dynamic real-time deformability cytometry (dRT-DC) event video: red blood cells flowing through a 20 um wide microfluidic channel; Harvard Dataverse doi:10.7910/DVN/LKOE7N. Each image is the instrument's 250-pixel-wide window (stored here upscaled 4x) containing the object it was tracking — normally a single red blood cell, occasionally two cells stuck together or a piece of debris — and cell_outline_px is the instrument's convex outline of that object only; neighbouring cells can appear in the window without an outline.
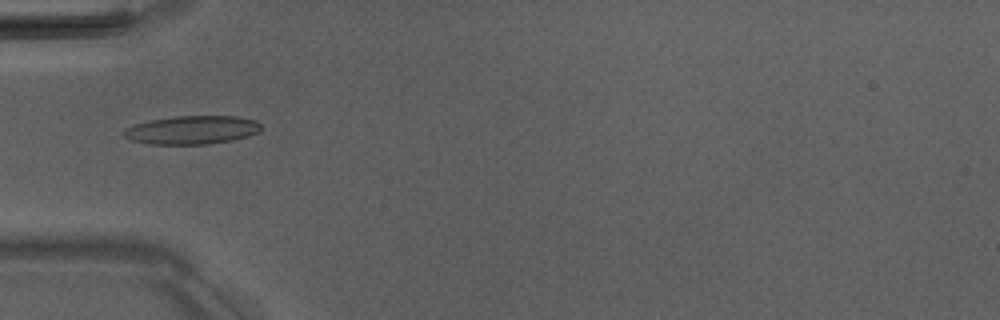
{"species": "Egyptian fruit bat (a non-hibernating species)", "species_latin": "Rousettus aegyptiacus", "temperature_condition": "room temperature", "stored_images_in_passage": 8, "camera_frame_rate_fps": 3000, "um_per_image_px": 0.085, "animal": {"sex": "male"}, "frame": {"image": 1, "passage_image": 4, "time_ms": 4.333, "image_size_px": [1000, 320], "cell_outline_px": [[260, 132], [248, 136], [232, 140], [208, 144], [148, 144], [132, 140], [124, 136], [120, 132], [136, 124], [152, 120], [176, 116], [236, 116], [256, 120], [260, 124]], "centroid_in_image_um": [16.34, 11.05], "position_along_channel_um": 68.7, "area_um2": 22.66}}
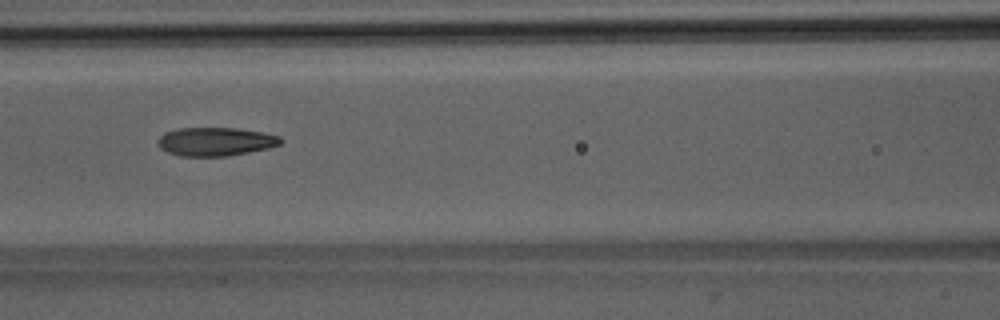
{"frame": {"image": 2, "passage_image": 6, "time_ms": 6.333, "image_size_px": [1000, 320], "cell_outline_px": [[284, 140], [280, 144], [268, 148], [228, 156], [180, 156], [168, 152], [160, 148], [160, 136], [164, 132], [180, 128], [236, 128], [260, 132], [280, 136]], "centroid_in_image_um": [18.34, 12.03], "position_along_channel_um": 148.3, "area_um2": 20.23}}